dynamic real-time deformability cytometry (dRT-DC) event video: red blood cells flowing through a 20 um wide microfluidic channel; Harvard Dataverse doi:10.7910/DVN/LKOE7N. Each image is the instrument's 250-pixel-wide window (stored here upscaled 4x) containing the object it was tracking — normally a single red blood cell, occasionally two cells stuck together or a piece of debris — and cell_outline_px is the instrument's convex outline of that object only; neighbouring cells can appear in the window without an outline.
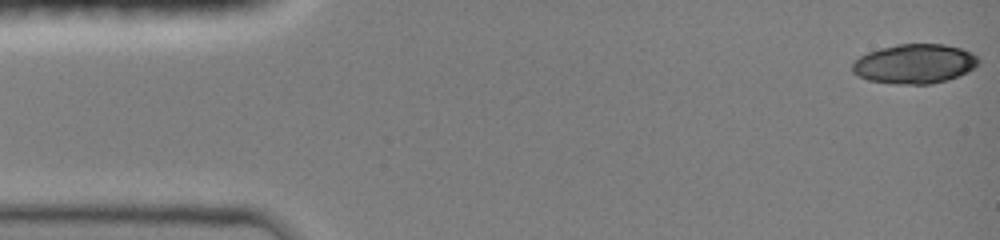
{"species": "common noctule bat (a hibernating species)", "species_latin": "Nyctalus noctula", "temperature_condition": "room temperature", "stored_images_in_passage": 47, "camera_frame_rate_fps": 3000, "um_per_image_px": 0.085, "animal": {"sex": "female", "body_mass_g": 19.0, "forearm_length_mm": 51.5}, "frame": {"image": 1, "passage_image": 1, "time_ms": 0.0, "image_size_px": [1000, 240], "cell_outline_px": [[980, 60], [968, 72], [948, 80], [932, 84], [896, 84], [868, 80], [852, 72], [852, 64], [860, 56], [868, 52], [880, 48], [896, 44], [944, 44], [960, 48], [976, 56]], "centroid_in_image_um": [77.72, 5.43], "position_along_channel_um": 7.3, "area_um2": 28.9}}